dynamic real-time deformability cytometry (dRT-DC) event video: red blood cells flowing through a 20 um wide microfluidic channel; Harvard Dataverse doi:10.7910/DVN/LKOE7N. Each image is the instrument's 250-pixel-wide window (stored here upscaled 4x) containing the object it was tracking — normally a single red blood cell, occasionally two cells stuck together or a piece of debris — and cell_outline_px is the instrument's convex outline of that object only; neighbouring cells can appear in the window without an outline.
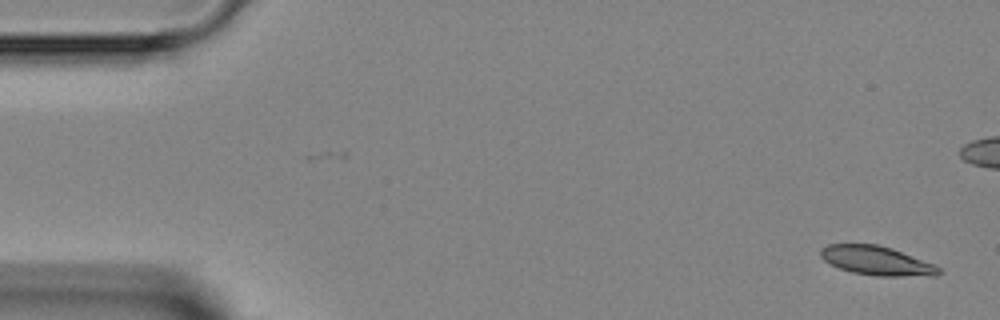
{"species": "Egyptian fruit bat (a non-hibernating species)", "species_latin": "Rousettus aegyptiacus", "temperature_condition": "room temperature", "stored_images_in_passage": 2, "camera_frame_rate_fps": 3000, "um_per_image_px": 0.085, "animal": {"sex": "female"}, "frame": {"image": 1, "passage_image": 2, "time_ms": 1.0, "image_size_px": [1000, 320], "cell_outline_px": [[940, 272], [936, 276], [876, 276], [852, 272], [840, 268], [824, 260], [820, 256], [820, 248], [828, 244], [876, 244], [892, 248], [936, 264], [940, 268]], "centroid_in_image_um": [74.54, 22.16], "position_along_channel_um": 10.5, "area_um2": 20.11}}